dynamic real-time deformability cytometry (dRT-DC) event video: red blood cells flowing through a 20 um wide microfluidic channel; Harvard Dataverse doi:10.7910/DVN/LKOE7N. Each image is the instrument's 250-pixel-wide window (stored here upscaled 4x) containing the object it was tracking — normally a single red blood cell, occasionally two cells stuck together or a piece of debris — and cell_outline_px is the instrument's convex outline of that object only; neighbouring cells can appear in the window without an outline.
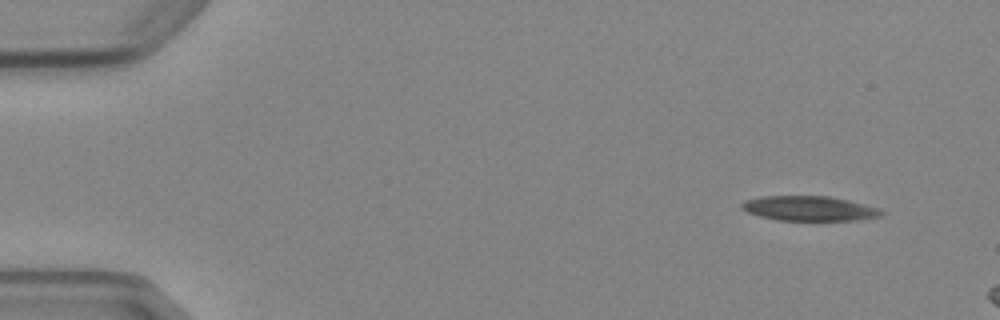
{"species": "Egyptian fruit bat (a non-hibernating species)", "species_latin": "Rousettus aegyptiacus", "temperature_condition": "cold", "stored_images_in_passage": 3, "camera_frame_rate_fps": 3000, "um_per_image_px": 0.085, "animal": {"sex": "female"}, "frame": {"image": 1, "passage_image": 1, "time_ms": 0.0, "image_size_px": [1000, 320], "cell_outline_px": [[884, 216], [856, 220], [776, 220], [760, 216], [748, 212], [740, 208], [740, 204], [744, 200], [760, 196], [828, 196], [848, 200], [880, 208], [884, 212]], "centroid_in_image_um": [68.79, 17.71], "position_along_channel_um": 16.2, "area_um2": 20.29}}